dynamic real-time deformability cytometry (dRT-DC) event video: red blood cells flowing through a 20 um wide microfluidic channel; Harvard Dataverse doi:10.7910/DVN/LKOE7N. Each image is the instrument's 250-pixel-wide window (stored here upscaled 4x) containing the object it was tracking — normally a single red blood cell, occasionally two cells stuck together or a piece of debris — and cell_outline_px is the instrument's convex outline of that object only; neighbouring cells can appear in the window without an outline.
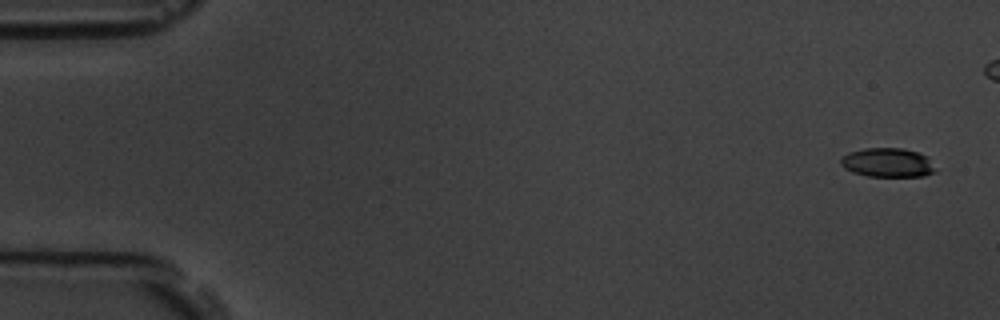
{"species": "common noctule bat (a hibernating species)", "species_latin": "Nyctalus noctula", "temperature_condition": "room temperature", "stored_images_in_passage": 14, "camera_frame_rate_fps": 3000, "um_per_image_px": 0.085, "animal": {"sex": "male", "body_mass_g": 19.5, "forearm_length_mm": 54.6}, "frame": {"image": 1, "passage_image": 1, "time_ms": 0.0, "image_size_px": [1000, 320], "cell_outline_px": [[936, 172], [924, 176], [868, 176], [852, 172], [844, 168], [840, 164], [840, 160], [848, 152], [864, 148], [904, 148], [920, 152], [928, 156], [936, 168]], "centroid_in_image_um": [75.48, 13.81], "position_along_channel_um": 9.5, "area_um2": 16.3}}
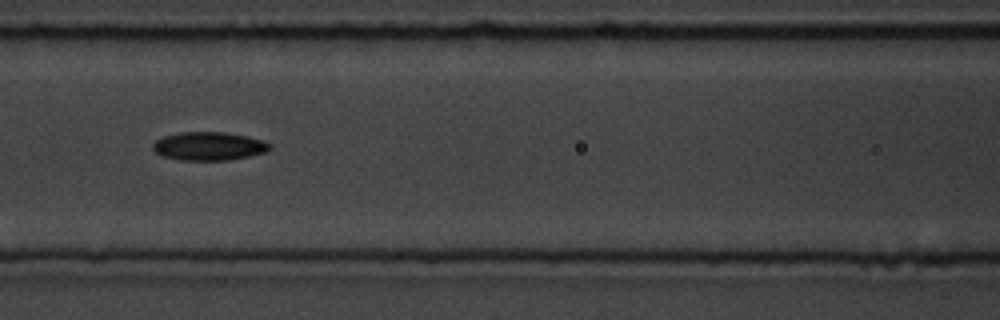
{"frame": {"image": 2, "passage_image": 7, "time_ms": 7.667, "image_size_px": [1000, 320], "cell_outline_px": [[272, 144], [264, 152], [248, 156], [228, 160], [180, 160], [160, 156], [152, 148], [152, 144], [156, 140], [164, 136], [180, 132], [224, 132], [264, 140]], "centroid_in_image_um": [17.7, 12.42], "position_along_channel_um": 148.9, "area_um2": 19.25}}